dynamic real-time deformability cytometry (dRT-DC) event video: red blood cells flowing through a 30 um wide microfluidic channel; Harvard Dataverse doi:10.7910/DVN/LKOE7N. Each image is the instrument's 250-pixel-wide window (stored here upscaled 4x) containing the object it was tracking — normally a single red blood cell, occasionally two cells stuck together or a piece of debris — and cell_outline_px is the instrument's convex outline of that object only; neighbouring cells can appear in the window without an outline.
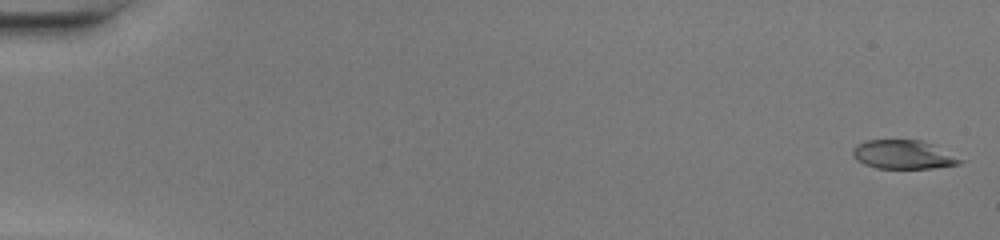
{"species": "common noctule bat (a hibernating species)", "species_latin": "Nyctalus noctula", "temperature_condition": "warm", "stored_images_in_passage": 48, "camera_frame_rate_fps": 3000, "um_per_image_px": 0.085, "animal": {"sex": "female", "body_mass_g": 20.0, "forearm_length_mm": 54.0}, "frame": {"image": 1, "passage_image": 1, "time_ms": 0.0, "image_size_px": [1000, 240], "cell_outline_px": [[968, 160], [960, 164], [932, 168], [876, 168], [864, 164], [856, 160], [852, 156], [852, 148], [856, 144], [868, 140], [924, 140], [936, 144]], "centroid_in_image_um": [76.87, 13.13], "position_along_channel_um": 8.1, "area_um2": 18.61}}
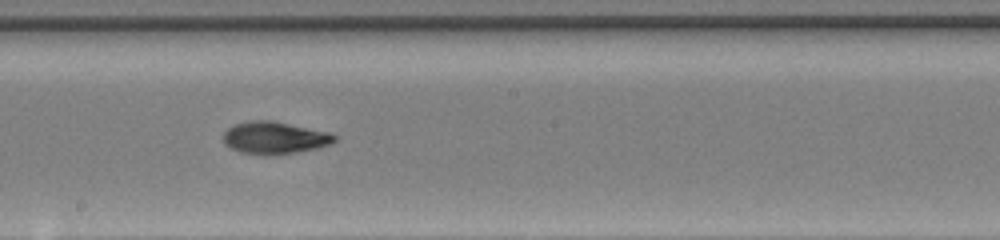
{"frame": {"image": 2, "passage_image": 28, "time_ms": 9.0, "image_size_px": [1000, 240], "cell_outline_px": [[336, 140], [332, 144], [316, 148], [296, 152], [240, 152], [224, 144], [224, 132], [228, 128], [236, 124], [252, 120], [272, 120], [328, 132], [336, 136]], "centroid_in_image_um": [23.36, 11.67], "position_along_channel_um": 224.8, "area_um2": 20.06}}
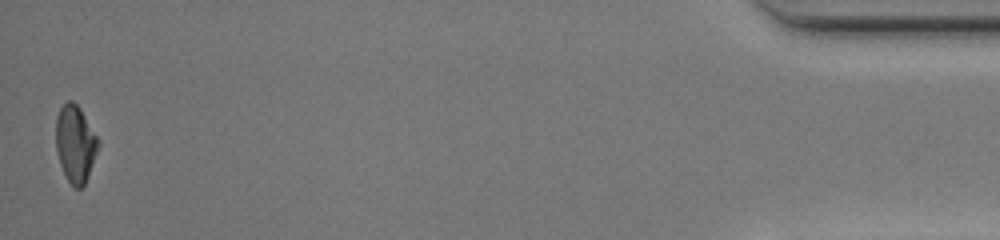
{"frame": {"image": 3, "passage_image": 48, "time_ms": 15.667, "image_size_px": [1000, 240], "cell_outline_px": [[100, 144], [88, 176], [84, 184], [80, 188], [76, 188], [68, 180], [60, 164], [56, 148], [56, 116], [60, 108], [68, 100], [72, 100], [80, 108], [100, 140]], "centroid_in_image_um": [6.41, 12.19], "position_along_channel_um": 428.8, "area_um2": 18.9}, "authors_computed_cell_mechanics": {"area_um2": 19.7098, "velocity_mm_per_s": 4.3443, "shape_relaxation_time_tau1_ms": 7.5095, "shape_relaxation_time_tau2_ms": 2.4636, "deformation_change_tau1": 0.2894, "deformation_change_tau2": 0.0738}}